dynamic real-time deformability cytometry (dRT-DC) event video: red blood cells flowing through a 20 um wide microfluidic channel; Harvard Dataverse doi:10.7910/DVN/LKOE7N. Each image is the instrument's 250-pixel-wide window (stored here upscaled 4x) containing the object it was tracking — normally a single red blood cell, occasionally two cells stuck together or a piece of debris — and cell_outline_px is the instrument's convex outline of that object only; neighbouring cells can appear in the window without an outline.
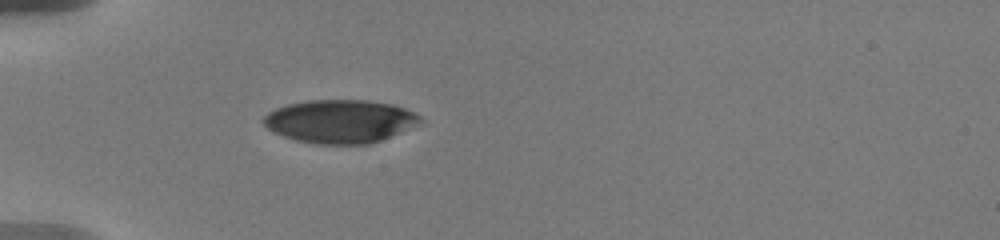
{"species": "human", "species_latin": "Homo sapiens", "temperature_condition": "warm", "stored_images_in_passage": 7, "camera_frame_rate_fps": 3000, "um_per_image_px": 0.085, "donor": {"sex": "male"}, "frame": {"image": 1, "passage_image": 1, "time_ms": 0.0, "image_size_px": [1000, 240], "cell_outline_px": [[424, 124], [380, 140], [368, 144], [320, 144], [296, 140], [272, 132], [260, 120], [268, 112], [276, 108], [288, 104], [308, 100], [368, 100], [392, 104], [404, 108], [420, 116], [424, 120]], "centroid_in_image_um": [28.94, 10.31], "position_along_channel_um": 56.1, "area_um2": 39.77}}
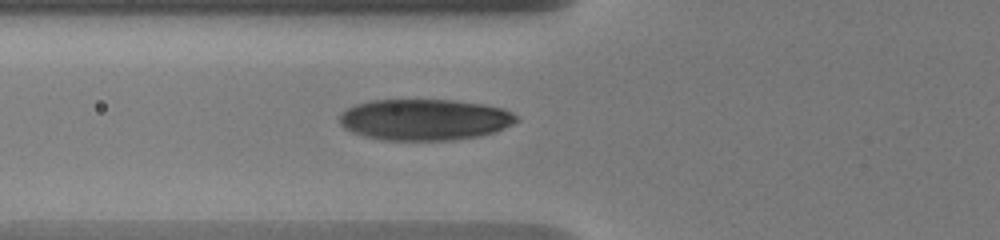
{"frame": {"image": 2, "passage_image": 3, "time_ms": 1.333, "image_size_px": [1000, 240], "cell_outline_px": [[520, 120], [496, 132], [480, 136], [456, 140], [384, 140], [364, 136], [352, 132], [344, 128], [340, 124], [340, 112], [356, 104], [372, 100], [452, 100], [484, 104], [504, 108], [520, 116]], "centroid_in_image_um": [36.14, 10.17], "position_along_channel_um": 89.7, "area_um2": 42.89}}
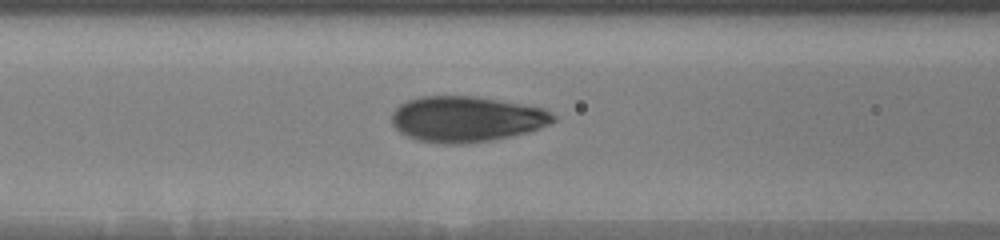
{"frame": {"image": 3, "passage_image": 6, "time_ms": 2.333, "image_size_px": [1000, 240], "cell_outline_px": [[556, 120], [540, 128], [528, 132], [512, 136], [492, 140], [464, 144], [444, 144], [416, 140], [400, 132], [392, 124], [392, 112], [400, 104], [408, 100], [420, 96], [476, 96], [544, 108], [556, 116]], "centroid_in_image_um": [39.64, 10.12], "position_along_channel_um": 127.0, "area_um2": 43.12}}